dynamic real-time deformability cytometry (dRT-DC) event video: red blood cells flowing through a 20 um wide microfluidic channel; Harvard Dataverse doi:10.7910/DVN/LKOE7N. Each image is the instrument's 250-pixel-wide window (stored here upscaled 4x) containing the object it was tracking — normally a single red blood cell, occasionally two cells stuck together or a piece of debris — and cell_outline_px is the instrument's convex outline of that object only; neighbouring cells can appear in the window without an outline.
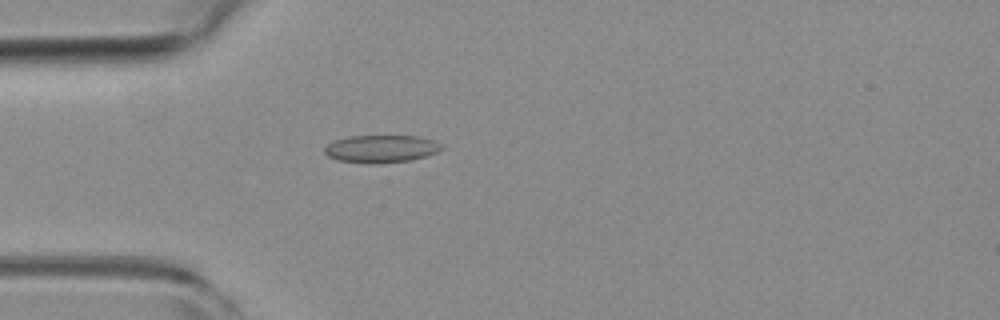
{"species": "common noctule bat (a hibernating species)", "species_latin": "Nyctalus noctula", "temperature_condition": "room temperature", "stored_images_in_passage": 3, "camera_frame_rate_fps": 3000, "um_per_image_px": 0.085, "animal": {"sex": "female", "body_mass_g": 19.3, "forearm_length_mm": 54.1}, "frame": {"image": 1, "passage_image": 3, "time_ms": 0.667, "image_size_px": [1000, 320], "cell_outline_px": [[444, 148], [436, 152], [424, 156], [408, 160], [380, 164], [368, 164], [336, 160], [328, 156], [324, 152], [324, 148], [332, 140], [348, 136], [416, 136], [432, 140], [440, 144]], "centroid_in_image_um": [32.32, 12.65], "position_along_channel_um": 52.7, "area_um2": 18.84}}